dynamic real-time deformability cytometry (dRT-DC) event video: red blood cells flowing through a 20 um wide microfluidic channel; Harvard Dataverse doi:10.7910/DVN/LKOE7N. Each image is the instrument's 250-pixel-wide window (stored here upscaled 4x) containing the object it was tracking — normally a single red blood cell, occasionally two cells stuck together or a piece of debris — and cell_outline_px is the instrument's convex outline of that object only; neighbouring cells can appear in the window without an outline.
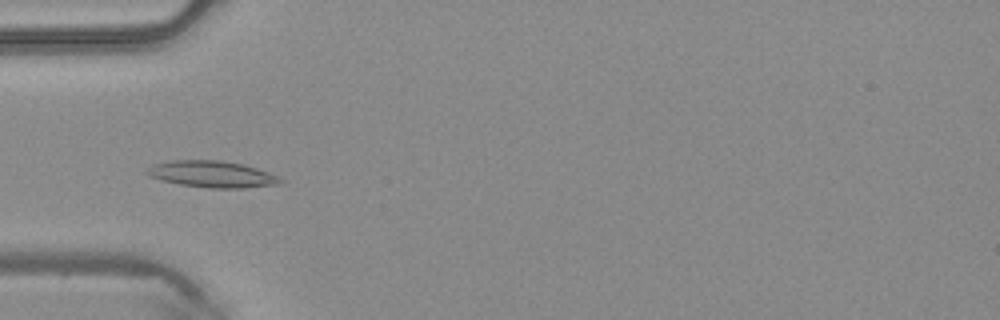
{"species": "common noctule bat (a hibernating species)", "species_latin": "Nyctalus noctula", "temperature_condition": "warm", "stored_images_in_passage": 47, "camera_frame_rate_fps": 3000, "um_per_image_px": 0.085, "animal": {"sex": "male", "body_mass_g": 20.4}, "frame": {"image": 1, "passage_image": 15, "time_ms": 4.667, "image_size_px": [1000, 320], "cell_outline_px": [[284, 180], [280, 184], [244, 188], [208, 188], [180, 184], [160, 180], [148, 176], [144, 172], [152, 164], [172, 160], [220, 160], [244, 164], [280, 176]], "centroid_in_image_um": [18.02, 14.8], "position_along_channel_um": 67.0, "area_um2": 20.87}}
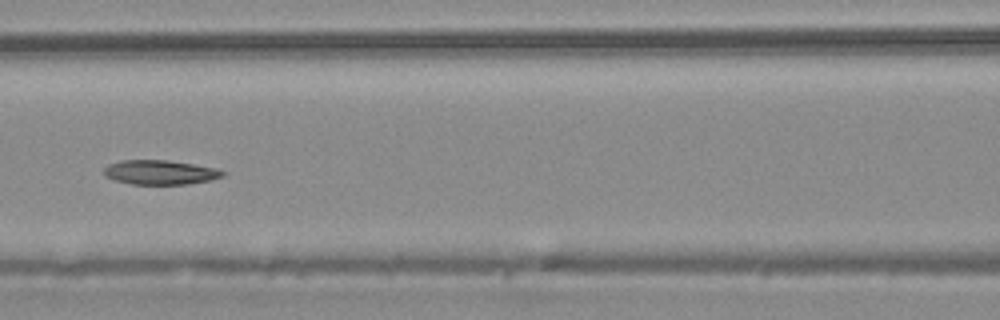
{"frame": {"image": 2, "passage_image": 21, "time_ms": 6.667, "image_size_px": [1000, 320], "cell_outline_px": [[224, 176], [212, 180], [188, 184], [132, 184], [112, 180], [104, 176], [104, 168], [108, 164], [120, 160], [168, 160], [216, 168], [224, 172]], "centroid_in_image_um": [13.57, 14.65], "position_along_channel_um": 153.0, "area_um2": 16.99}}
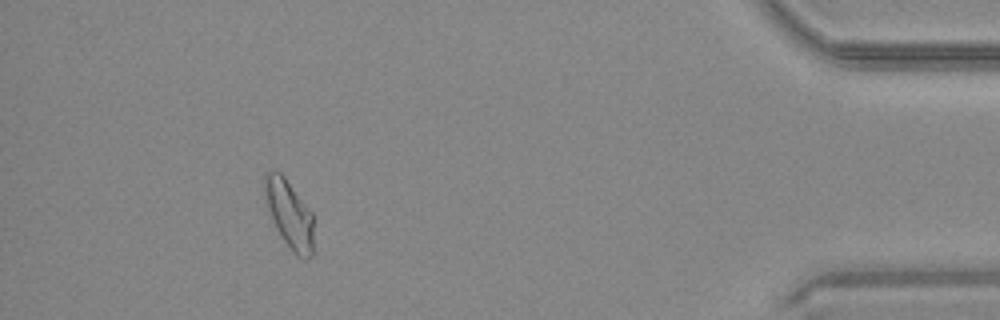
{"frame": {"image": 3, "passage_image": 43, "time_ms": 14.0, "image_size_px": [1000, 320], "cell_outline_px": [[312, 256], [304, 260], [296, 256], [280, 236], [272, 220], [268, 208], [264, 192], [264, 172], [280, 172], [284, 176], [312, 212]], "centroid_in_image_um": [24.58, 18.22], "position_along_channel_um": 410.6, "area_um2": 19.25}}